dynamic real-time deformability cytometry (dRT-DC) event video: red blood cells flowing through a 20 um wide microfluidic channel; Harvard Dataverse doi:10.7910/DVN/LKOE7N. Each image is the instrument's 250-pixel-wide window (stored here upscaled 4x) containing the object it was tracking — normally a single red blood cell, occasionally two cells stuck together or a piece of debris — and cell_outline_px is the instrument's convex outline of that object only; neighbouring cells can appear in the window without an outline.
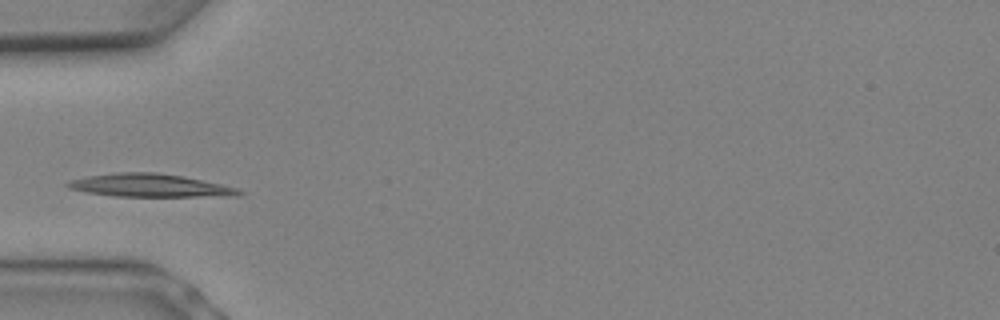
{"species": "Egyptian fruit bat (a non-hibernating species)", "species_latin": "Rousettus aegyptiacus", "temperature_condition": "warm", "stored_images_in_passage": 6, "camera_frame_rate_fps": 3000, "um_per_image_px": 0.085, "animal": {"sex": "female"}, "frame": {"image": 1, "passage_image": 4, "time_ms": 1.0, "image_size_px": [1000, 320], "cell_outline_px": [[244, 192], [236, 196], [112, 196], [88, 192], [68, 188], [64, 184], [72, 180], [88, 176], [116, 172], [156, 172], [184, 176], [220, 184], [236, 188]], "centroid_in_image_um": [12.73, 15.76], "position_along_channel_um": 72.3, "area_um2": 22.77}}